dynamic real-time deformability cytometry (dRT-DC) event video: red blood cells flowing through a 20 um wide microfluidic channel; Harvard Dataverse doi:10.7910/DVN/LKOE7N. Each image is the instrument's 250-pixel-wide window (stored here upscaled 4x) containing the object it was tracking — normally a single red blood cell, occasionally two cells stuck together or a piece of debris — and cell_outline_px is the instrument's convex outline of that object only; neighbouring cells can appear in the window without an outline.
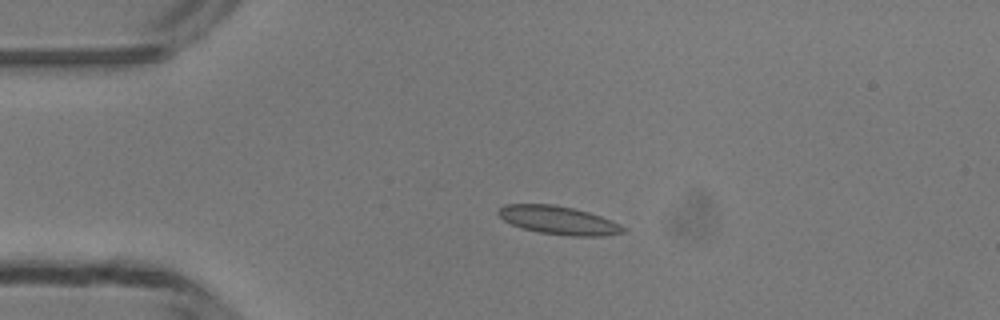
{"species": "common noctule bat (a hibernating species)", "species_latin": "Nyctalus noctula", "temperature_condition": "room temperature", "stored_images_in_passage": 14, "camera_frame_rate_fps": 3000, "um_per_image_px": 0.085, "animal": {"sex": "male", "body_mass_g": 13.3}, "frame": {"image": 1, "passage_image": 1, "time_ms": 0.0, "image_size_px": [1000, 320], "cell_outline_px": [[628, 228], [624, 232], [604, 236], [568, 236], [540, 232], [524, 228], [512, 224], [504, 220], [496, 212], [504, 204], [552, 204], [572, 208], [588, 212], [612, 220]], "centroid_in_image_um": [47.51, 18.72], "position_along_channel_um": 37.5, "area_um2": 20.52}}
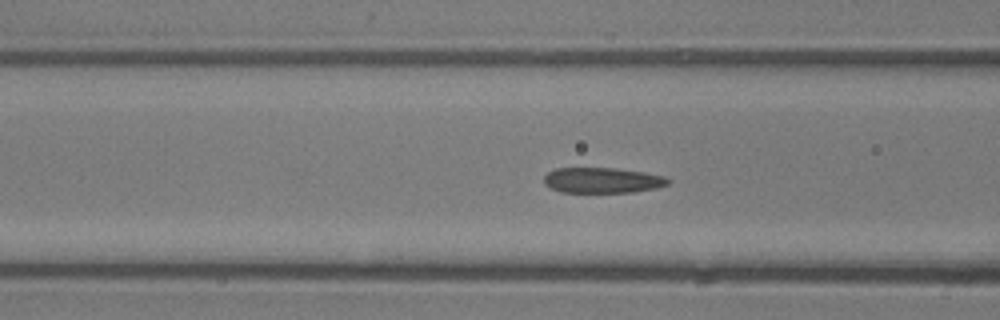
{"frame": {"image": 2, "passage_image": 9, "time_ms": 2.667, "image_size_px": [1000, 320], "cell_outline_px": [[672, 180], [668, 184], [656, 188], [632, 192], [560, 192], [544, 184], [544, 176], [548, 172], [556, 168], [616, 168], [644, 172], [664, 176]], "centroid_in_image_um": [51.21, 15.32], "position_along_channel_um": 115.4, "area_um2": 18.44}}
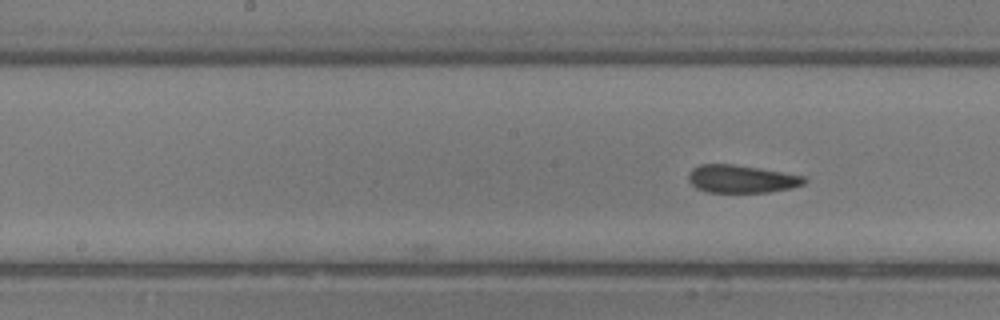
{"frame": {"image": 3, "passage_image": 14, "time_ms": 4.333, "image_size_px": [1000, 320], "cell_outline_px": [[808, 180], [804, 184], [792, 188], [768, 192], [708, 192], [696, 188], [688, 180], [688, 172], [692, 168], [700, 164], [732, 164], [804, 176]], "centroid_in_image_um": [63.0, 15.21], "position_along_channel_um": 185.2, "area_um2": 18.67}}